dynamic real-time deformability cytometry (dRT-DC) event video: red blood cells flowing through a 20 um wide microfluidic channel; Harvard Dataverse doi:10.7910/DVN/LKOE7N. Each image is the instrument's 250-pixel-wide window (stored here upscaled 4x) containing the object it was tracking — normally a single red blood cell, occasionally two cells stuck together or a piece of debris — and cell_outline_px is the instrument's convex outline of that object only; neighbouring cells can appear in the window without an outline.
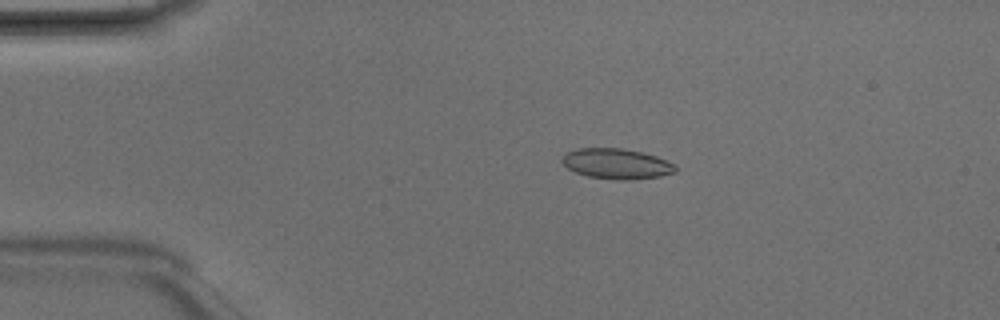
{"species": "Egyptian fruit bat (a non-hibernating species)", "species_latin": "Rousettus aegyptiacus", "temperature_condition": "room temperature", "stored_images_in_passage": 3, "camera_frame_rate_fps": 3000, "um_per_image_px": 0.085, "animal": {"sex": "male"}, "frame": {"image": 1, "passage_image": 1, "time_ms": 0.0, "image_size_px": [1000, 320], "cell_outline_px": [[676, 172], [660, 176], [632, 180], [616, 180], [588, 176], [576, 172], [568, 168], [560, 160], [564, 152], [580, 148], [624, 148], [656, 156], [672, 164], [676, 168]], "centroid_in_image_um": [52.36, 13.92], "position_along_channel_um": 32.6, "area_um2": 20.0}}
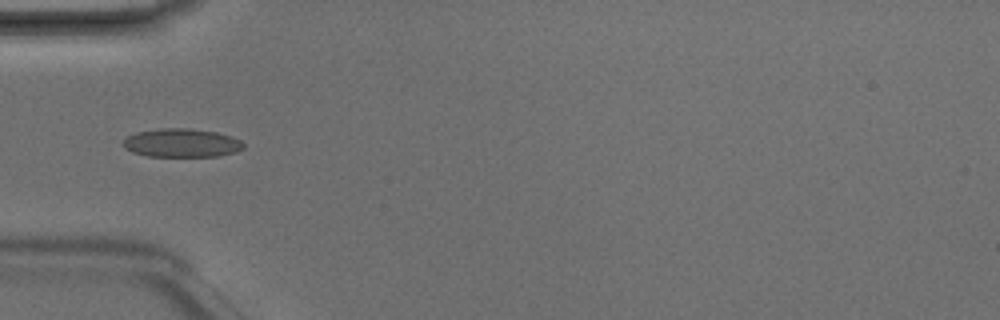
{"frame": {"image": 2, "passage_image": 3, "time_ms": 0.667, "image_size_px": [1000, 320], "cell_outline_px": [[244, 148], [236, 152], [220, 156], [148, 156], [132, 152], [124, 148], [120, 144], [128, 136], [136, 132], [160, 128], [188, 128], [216, 132], [232, 136], [240, 140], [244, 144]], "centroid_in_image_um": [15.43, 12.15], "position_along_channel_um": 69.6, "area_um2": 20.17}}